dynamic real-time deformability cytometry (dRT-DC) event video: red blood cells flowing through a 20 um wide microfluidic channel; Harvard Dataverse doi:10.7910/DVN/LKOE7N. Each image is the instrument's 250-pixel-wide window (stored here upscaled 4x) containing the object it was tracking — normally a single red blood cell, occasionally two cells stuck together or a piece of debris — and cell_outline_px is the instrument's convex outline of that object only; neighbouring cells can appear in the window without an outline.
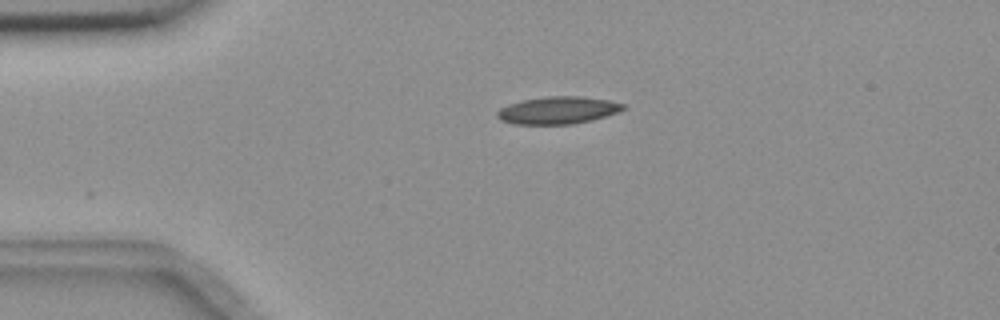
{"species": "common noctule bat (a hibernating species)", "species_latin": "Nyctalus noctula", "temperature_condition": "room temperature", "stored_images_in_passage": 44, "camera_frame_rate_fps": 3000, "um_per_image_px": 0.085, "animal": {"sex": "female", "body_mass_g": 18.4}, "frame": {"image": 1, "passage_image": 1, "time_ms": 0.0, "image_size_px": [1000, 320], "cell_outline_px": [[624, 108], [616, 112], [592, 120], [572, 124], [512, 124], [500, 120], [496, 116], [496, 112], [500, 108], [508, 104], [520, 100], [548, 96], [580, 96], [608, 100], [624, 104]], "centroid_in_image_um": [47.35, 9.37], "position_along_channel_um": 37.7, "area_um2": 20.06}}
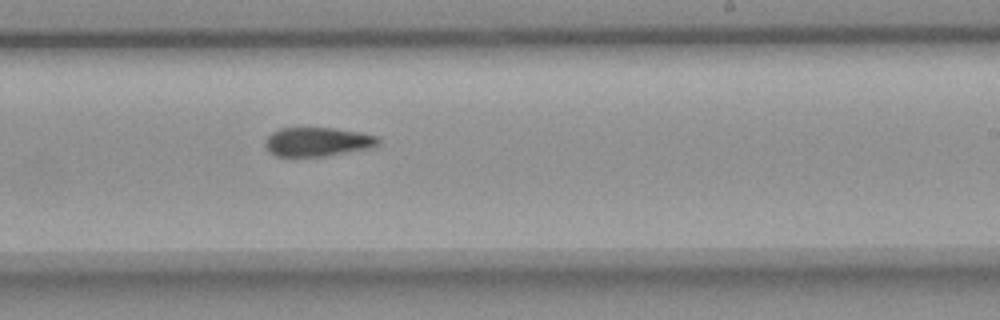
{"frame": {"image": 2, "passage_image": 22, "time_ms": 7.0, "image_size_px": [1000, 320], "cell_outline_px": [[380, 144], [368, 148], [324, 156], [276, 156], [268, 152], [264, 144], [268, 136], [272, 132], [280, 128], [332, 128], [360, 132], [376, 136], [380, 140]], "centroid_in_image_um": [26.95, 12.05], "position_along_channel_um": 262.0, "area_um2": 18.96}}
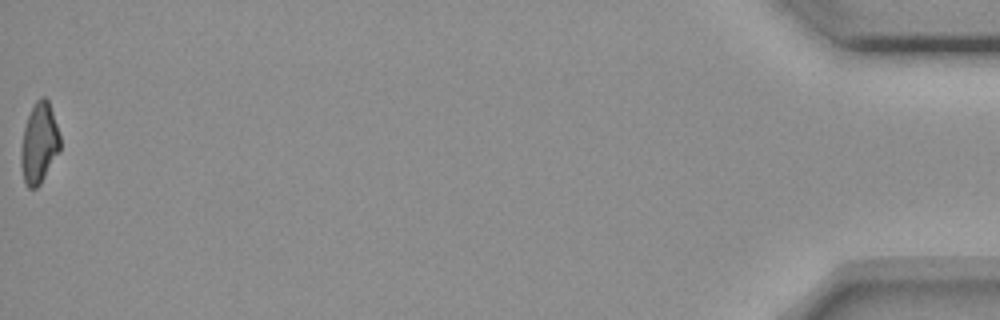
{"frame": {"image": 3, "passage_image": 44, "time_ms": 14.333, "image_size_px": [1000, 320], "cell_outline_px": [[60, 148], [40, 184], [36, 188], [28, 188], [24, 180], [20, 164], [20, 148], [24, 128], [28, 116], [36, 100], [40, 96], [44, 96], [48, 100], [60, 136]], "centroid_in_image_um": [3.3, 12.17], "position_along_channel_um": 431.9, "area_um2": 18.09}}